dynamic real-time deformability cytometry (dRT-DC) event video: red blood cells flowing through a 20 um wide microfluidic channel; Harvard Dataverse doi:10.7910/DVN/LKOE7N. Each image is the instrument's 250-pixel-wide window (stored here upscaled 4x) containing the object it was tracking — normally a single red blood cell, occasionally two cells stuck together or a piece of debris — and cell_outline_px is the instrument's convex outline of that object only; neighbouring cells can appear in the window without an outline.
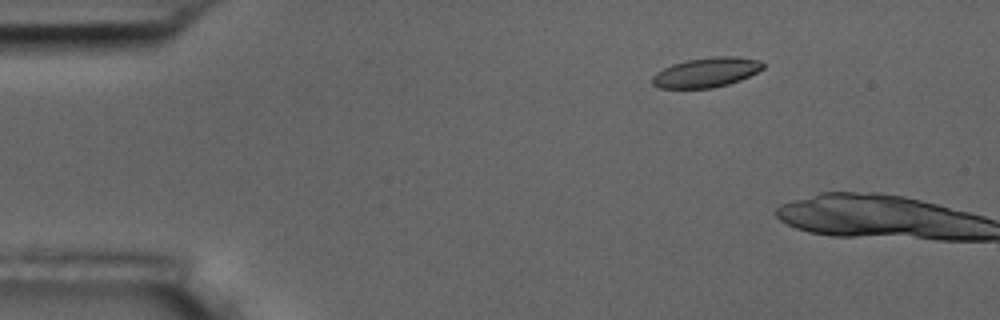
{"species": "common noctule bat (a hibernating species)", "species_latin": "Nyctalus noctula", "temperature_condition": "room temperature", "stored_images_in_passage": 4, "camera_frame_rate_fps": 3000, "um_per_image_px": 0.085, "animal": {"sex": "male", "body_mass_g": 17.5, "forearm_length_mm": 52.3}, "frame": {"image": 1, "passage_image": 3, "time_ms": 2.333, "image_size_px": [1000, 320], "cell_outline_px": [[764, 68], [740, 80], [728, 84], [712, 88], [660, 88], [652, 84], [652, 76], [656, 72], [672, 64], [688, 60], [716, 56], [736, 56], [760, 60], [764, 64]], "centroid_in_image_um": [60.04, 6.15], "position_along_channel_um": 25.0, "area_um2": 19.07}}